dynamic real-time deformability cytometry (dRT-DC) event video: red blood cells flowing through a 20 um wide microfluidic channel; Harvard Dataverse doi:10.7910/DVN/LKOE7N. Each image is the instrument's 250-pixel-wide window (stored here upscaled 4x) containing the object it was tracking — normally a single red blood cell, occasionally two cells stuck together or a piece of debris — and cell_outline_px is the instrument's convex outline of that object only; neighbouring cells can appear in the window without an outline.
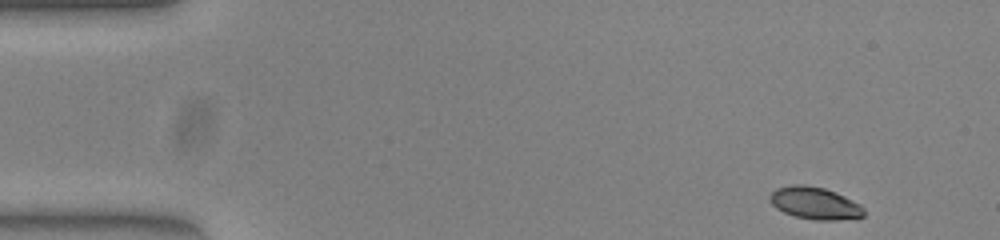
{"species": "common noctule bat (a hibernating species)", "species_latin": "Nyctalus noctula", "temperature_condition": "warm", "stored_images_in_passage": 49, "camera_frame_rate_fps": 3000, "um_per_image_px": 0.085, "animal": {"sex": "female", "body_mass_g": 23.0, "forearm_length_mm": 53.4}, "frame": {"image": 1, "passage_image": 1, "time_ms": 0.0, "image_size_px": [1000, 240], "cell_outline_px": [[864, 216], [856, 220], [812, 220], [796, 216], [784, 212], [776, 208], [772, 204], [768, 196], [776, 188], [792, 184], [804, 184], [824, 188], [836, 192], [860, 204], [864, 208]], "centroid_in_image_um": [69.29, 17.28], "position_along_channel_um": 15.7, "area_um2": 17.98}}
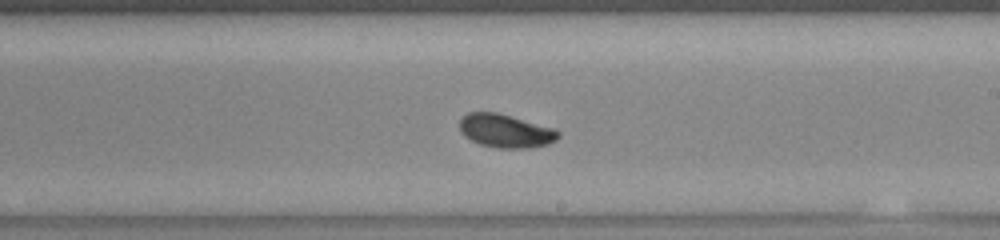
{"frame": {"image": 2, "passage_image": 27, "time_ms": 8.667, "image_size_px": [1000, 240], "cell_outline_px": [[560, 136], [556, 140], [548, 144], [528, 148], [500, 148], [480, 144], [464, 136], [460, 132], [460, 120], [468, 112], [496, 112], [556, 128], [560, 132]], "centroid_in_image_um": [43.0, 11.12], "position_along_channel_um": 246.0, "area_um2": 19.25}}
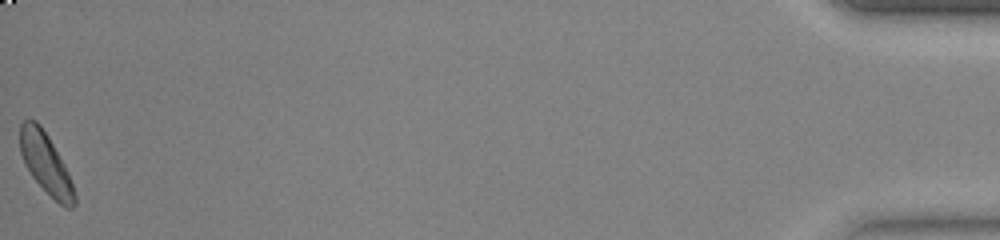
{"frame": {"image": 3, "passage_image": 49, "time_ms": 16.0, "image_size_px": [1000, 240], "cell_outline_px": [[76, 204], [72, 208], [64, 208], [32, 176], [20, 152], [20, 124], [24, 120], [36, 120], [40, 124], [48, 136], [64, 164], [68, 172], [76, 196]], "centroid_in_image_um": [3.9, 13.88], "position_along_channel_um": 431.3, "area_um2": 18.79}, "authors_computed_cell_mechanics": {"area_um2": 18.7272, "velocity_mm_per_s": 3.9272, "shape_relaxation_time_tau1_ms": 3.2566, "shape_relaxation_time_tau2_ms": 2.8253, "deformation_change_tau1": 0.126, "deformation_change_tau2": 0.0585}}